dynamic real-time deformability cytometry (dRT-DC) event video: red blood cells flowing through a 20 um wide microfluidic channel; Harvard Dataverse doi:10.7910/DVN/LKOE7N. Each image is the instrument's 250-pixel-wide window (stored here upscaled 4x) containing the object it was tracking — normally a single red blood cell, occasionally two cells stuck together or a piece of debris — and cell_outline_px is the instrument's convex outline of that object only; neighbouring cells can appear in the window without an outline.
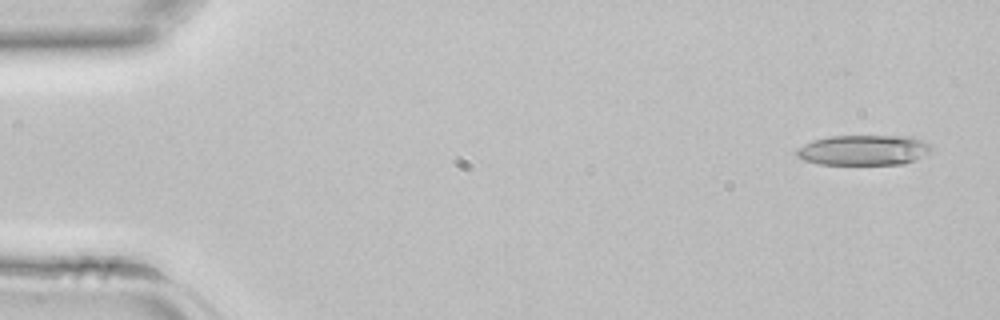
{"species": "common noctule bat (a hibernating species)", "species_latin": "Nyctalus noctula", "temperature_condition": "room temperature", "stored_images_in_passage": 41, "camera_frame_rate_fps": 3000, "um_per_image_px": 0.085, "animal": {"sex": "female", "body_mass_g": 22.7, "forearm_length_mm": 54.2}, "frame": {"image": 1, "passage_image": 1, "time_ms": 0.0, "image_size_px": [1000, 320], "cell_outline_px": [[932, 148], [928, 152], [904, 164], [820, 164], [804, 160], [796, 156], [796, 148], [812, 140], [828, 136], [912, 136], [924, 140]], "centroid_in_image_um": [73.36, 12.75], "position_along_channel_um": 11.6, "area_um2": 23.7}}
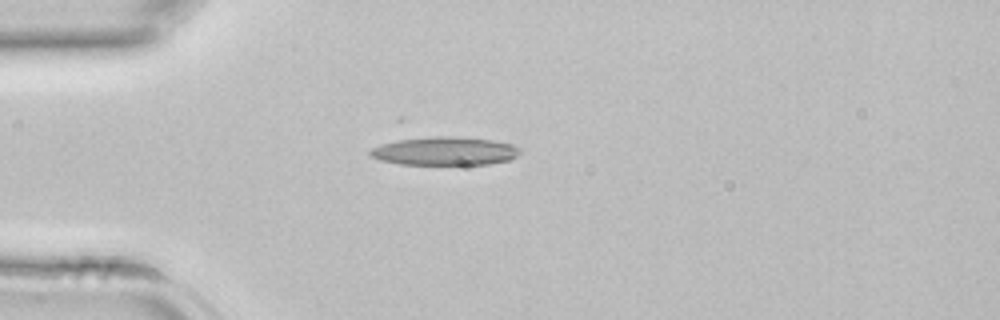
{"frame": {"image": 2, "passage_image": 10, "time_ms": 3.0, "image_size_px": [1000, 320], "cell_outline_px": [[520, 152], [516, 156], [508, 160], [488, 164], [452, 168], [400, 164], [380, 160], [368, 156], [368, 152], [372, 148], [384, 144], [400, 140], [436, 136], [456, 136], [492, 140], [512, 144], [520, 148]], "centroid_in_image_um": [37.82, 12.9], "position_along_channel_um": 47.2, "area_um2": 25.84}}
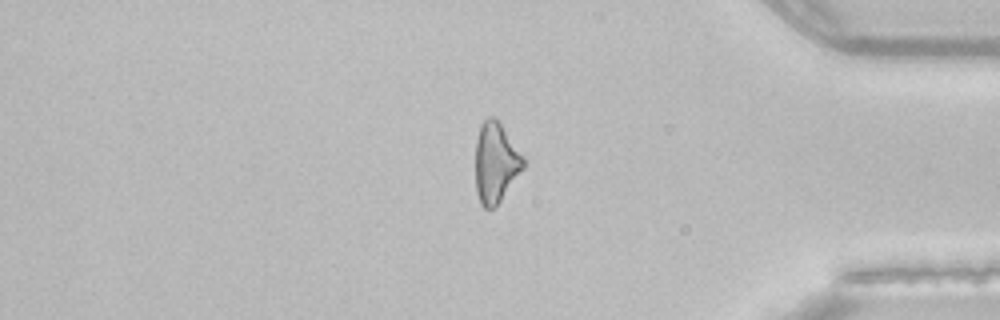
{"frame": {"image": 3, "passage_image": 34, "time_ms": 11.0, "image_size_px": [1000, 320], "cell_outline_px": [[524, 168], [500, 200], [492, 208], [484, 208], [480, 204], [476, 192], [476, 140], [480, 124], [488, 116], [496, 116], [524, 156]], "centroid_in_image_um": [42.13, 13.77], "position_along_channel_um": 393.1, "area_um2": 22.43}}